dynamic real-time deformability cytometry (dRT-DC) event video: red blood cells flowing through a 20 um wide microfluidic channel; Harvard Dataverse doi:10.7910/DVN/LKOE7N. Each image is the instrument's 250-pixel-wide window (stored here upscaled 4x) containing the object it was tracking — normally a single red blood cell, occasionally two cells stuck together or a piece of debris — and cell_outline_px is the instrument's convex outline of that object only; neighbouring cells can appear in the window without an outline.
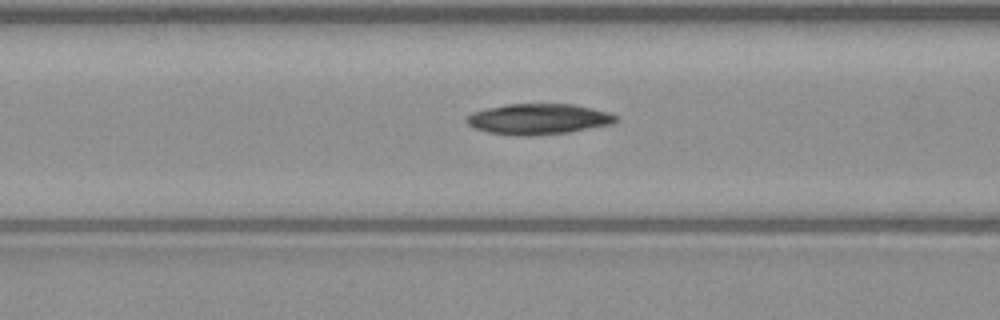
{"species": "common noctule bat (a hibernating species)", "species_latin": "Nyctalus noctula", "temperature_condition": "warm", "stored_images_in_passage": 44, "camera_frame_rate_fps": 3000, "um_per_image_px": 0.085, "animal": {"sex": "male", "body_mass_g": 23.1, "forearm_length_mm": 52.7}, "frame": {"image": 1, "passage_image": 13, "time_ms": 4.0, "image_size_px": [1000, 320], "cell_outline_px": [[616, 120], [612, 124], [568, 132], [532, 136], [524, 136], [488, 132], [476, 128], [468, 124], [468, 116], [472, 112], [488, 108], [508, 104], [572, 104], [592, 108], [608, 112], [616, 116]], "centroid_in_image_um": [45.78, 10.12], "position_along_channel_um": 120.8, "area_um2": 26.3}}
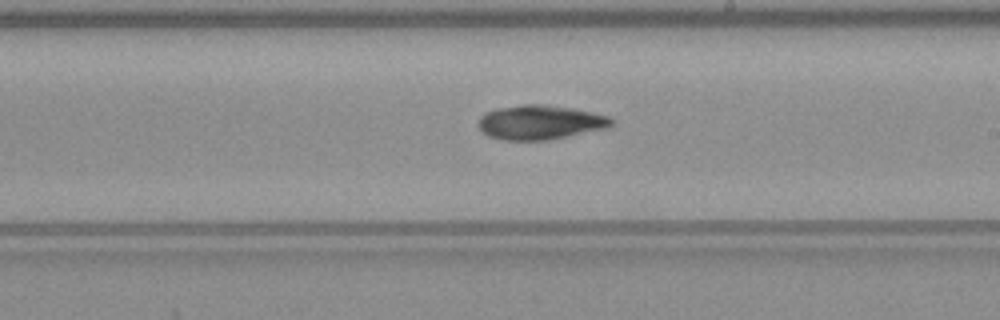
{"frame": {"image": 2, "passage_image": 22, "time_ms": 7.0, "image_size_px": [1000, 320], "cell_outline_px": [[612, 124], [608, 128], [548, 140], [504, 140], [488, 136], [480, 128], [480, 116], [488, 112], [500, 108], [524, 104], [540, 104], [568, 108], [592, 112], [608, 116], [612, 120]], "centroid_in_image_um": [45.93, 10.41], "position_along_channel_um": 243.1, "area_um2": 26.18}}
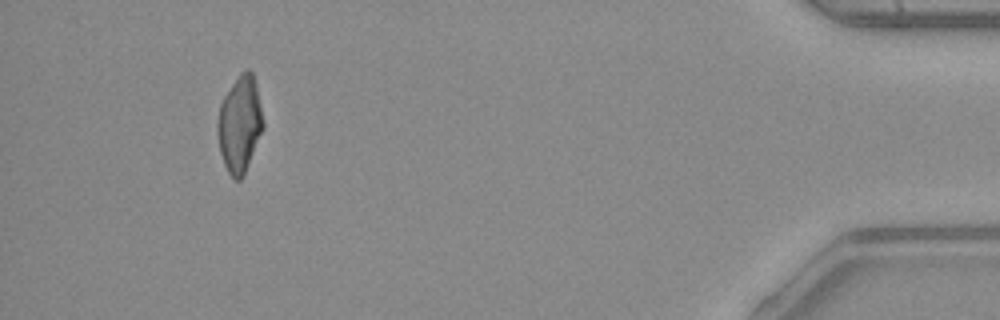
{"frame": {"image": 3, "passage_image": 40, "time_ms": 13.0, "image_size_px": [1000, 320], "cell_outline_px": [[264, 128], [244, 172], [240, 180], [236, 180], [228, 172], [224, 164], [220, 152], [216, 132], [216, 120], [220, 104], [224, 96], [240, 72], [248, 68], [252, 72], [256, 84], [264, 120]], "centroid_in_image_um": [20.36, 10.52], "position_along_channel_um": 414.8, "area_um2": 25.61}, "authors_computed_cell_mechanics": {"area_um2": 25.9522, "velocity_mm_per_s": 4.0782, "shape_relaxation_time_tau1_ms": 4.4992, "shape_relaxation_time_tau2_ms": 6.2633, "deformation_change_tau1": 0.1538, "deformation_change_tau2": 0.1165}}